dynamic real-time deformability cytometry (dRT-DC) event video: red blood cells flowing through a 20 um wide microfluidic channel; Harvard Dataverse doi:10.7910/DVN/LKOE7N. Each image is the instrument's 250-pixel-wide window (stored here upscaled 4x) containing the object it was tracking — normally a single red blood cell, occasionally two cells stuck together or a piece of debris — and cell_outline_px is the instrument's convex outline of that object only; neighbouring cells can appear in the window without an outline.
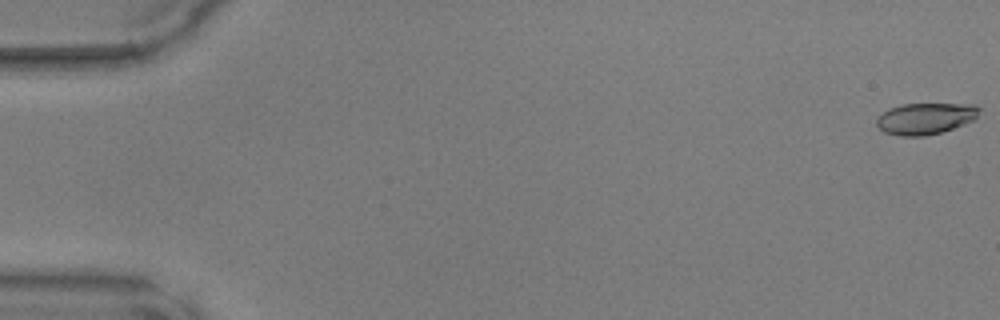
{"species": "common noctule bat (a hibernating species)", "species_latin": "Nyctalus noctula", "temperature_condition": "warm", "stored_images_in_passage": 49, "camera_frame_rate_fps": 3000, "um_per_image_px": 0.085, "animal": {"sex": "male", "body_mass_g": 17.9, "forearm_length_mm": 54.2}, "frame": {"image": 1, "passage_image": 1, "time_ms": 0.0, "image_size_px": [1000, 320], "cell_outline_px": [[980, 108], [976, 116], [972, 120], [964, 124], [940, 132], [924, 136], [900, 136], [884, 132], [876, 124], [876, 120], [888, 108], [900, 104], [972, 104]], "centroid_in_image_um": [78.62, 10.07], "position_along_channel_um": 6.4, "area_um2": 18.55}}
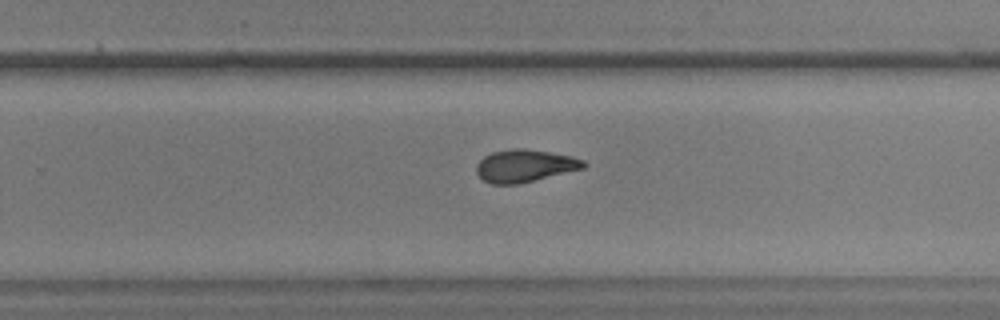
{"frame": {"image": 2, "passage_image": 32, "time_ms": 10.333, "image_size_px": [1000, 320], "cell_outline_px": [[588, 164], [584, 168], [520, 184], [492, 184], [484, 180], [476, 172], [476, 164], [484, 156], [492, 152], [512, 148], [524, 148], [572, 156], [584, 160]], "centroid_in_image_um": [44.61, 14.09], "position_along_channel_um": 285.2, "area_um2": 20.35}}
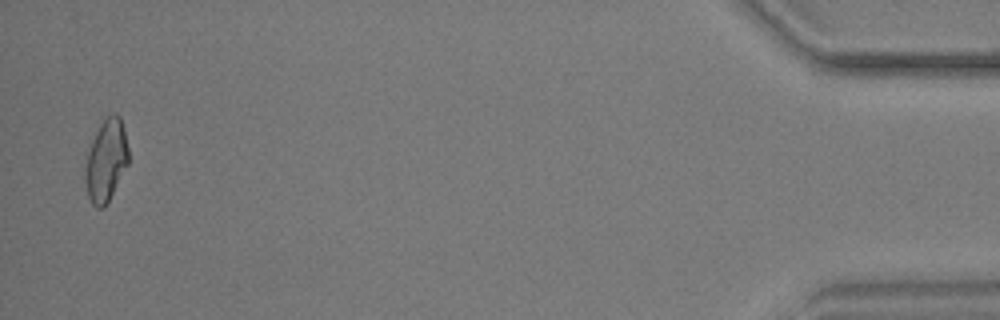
{"frame": {"image": 3, "passage_image": 48, "time_ms": 15.667, "image_size_px": [1000, 320], "cell_outline_px": [[128, 164], [104, 208], [96, 208], [92, 204], [88, 196], [84, 180], [84, 172], [88, 152], [92, 140], [100, 124], [108, 116], [116, 112], [120, 116], [124, 128], [128, 148]], "centroid_in_image_um": [9.01, 13.65], "position_along_channel_um": 426.2, "area_um2": 20.58}}